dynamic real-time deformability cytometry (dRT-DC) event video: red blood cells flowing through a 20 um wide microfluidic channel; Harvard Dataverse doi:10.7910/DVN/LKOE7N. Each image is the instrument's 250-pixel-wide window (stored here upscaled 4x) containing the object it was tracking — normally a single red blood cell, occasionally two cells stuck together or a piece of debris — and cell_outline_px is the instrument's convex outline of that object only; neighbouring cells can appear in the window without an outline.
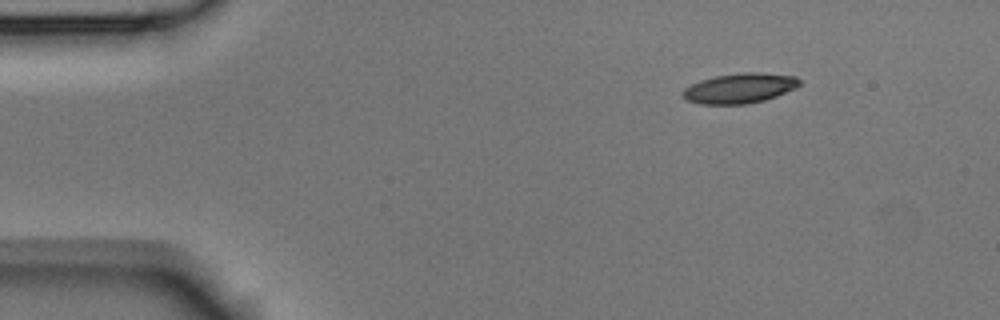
{"species": "Egyptian fruit bat (a non-hibernating species)", "species_latin": "Rousettus aegyptiacus", "temperature_condition": "room temperature", "stored_images_in_passage": 3, "camera_frame_rate_fps": 3000, "um_per_image_px": 0.085, "animal": {"sex": "male"}, "frame": {"image": 1, "passage_image": 3, "time_ms": 0.667, "image_size_px": [1000, 320], "cell_outline_px": [[800, 84], [796, 88], [776, 96], [764, 100], [748, 104], [700, 104], [688, 100], [684, 96], [684, 88], [700, 80], [716, 76], [744, 72], [756, 72], [796, 76], [800, 80]], "centroid_in_image_um": [62.9, 7.5], "position_along_channel_um": 22.1, "area_um2": 20.23}}